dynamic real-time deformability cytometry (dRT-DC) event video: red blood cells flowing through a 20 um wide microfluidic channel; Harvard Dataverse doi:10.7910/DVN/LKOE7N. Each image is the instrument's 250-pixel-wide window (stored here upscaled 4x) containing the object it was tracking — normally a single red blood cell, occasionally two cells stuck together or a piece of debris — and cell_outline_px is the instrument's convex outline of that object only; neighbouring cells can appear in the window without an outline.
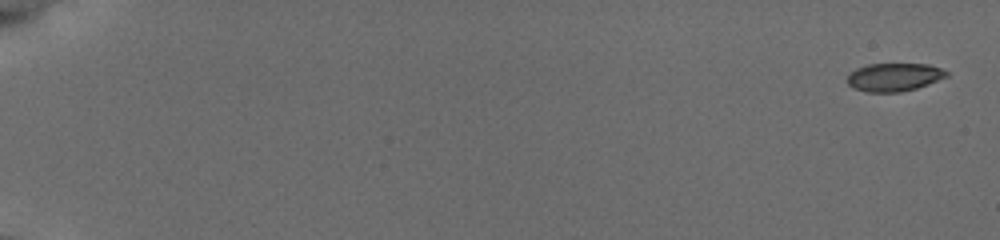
{"species": "common noctule bat (a hibernating species)", "species_latin": "Nyctalus noctula", "temperature_condition": "cold", "stored_images_in_passage": 56, "camera_frame_rate_fps": 3000, "um_per_image_px": 0.085, "animal": {"sex": "female", "body_mass_g": 19.5, "forearm_length_mm": 54.1}, "frame": {"image": 1, "passage_image": 1, "time_ms": 0.0, "image_size_px": [1000, 240], "cell_outline_px": [[948, 76], [928, 84], [916, 88], [900, 92], [868, 92], [856, 88], [848, 84], [848, 76], [856, 68], [868, 64], [928, 64], [940, 68], [948, 72]], "centroid_in_image_um": [76.02, 6.55], "position_along_channel_um": 9.0, "area_um2": 16.07}}
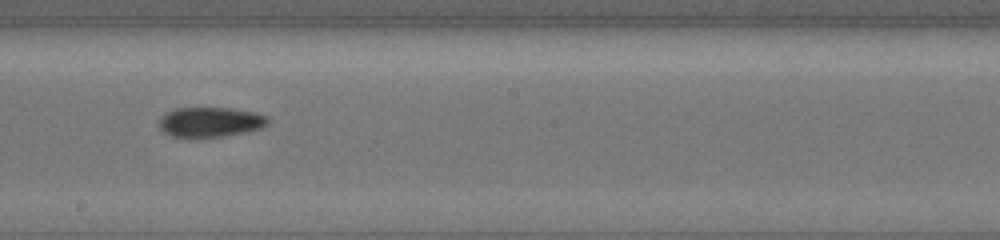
{"frame": {"image": 2, "passage_image": 34, "time_ms": 11.0, "image_size_px": [1000, 240], "cell_outline_px": [[272, 120], [264, 128], [248, 132], [224, 136], [172, 136], [164, 132], [156, 124], [164, 112], [176, 108], [232, 108], [256, 112], [268, 116]], "centroid_in_image_um": [17.93, 10.35], "position_along_channel_um": 230.3, "area_um2": 19.25}}
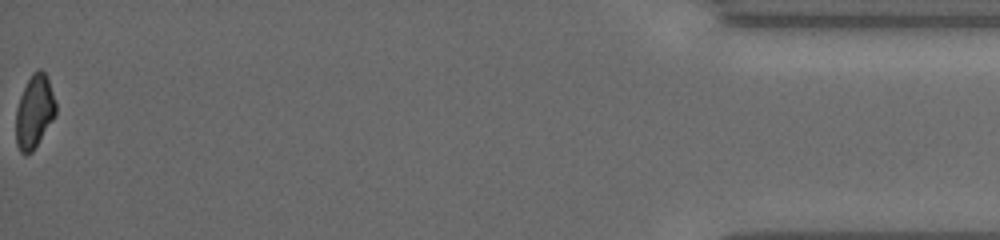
{"frame": {"image": 3, "passage_image": 56, "time_ms": 18.333, "image_size_px": [1000, 240], "cell_outline_px": [[56, 116], [32, 152], [24, 156], [20, 152], [16, 144], [16, 108], [20, 96], [32, 72], [36, 68], [40, 68], [44, 72], [48, 80], [56, 100]], "centroid_in_image_um": [2.93, 9.5], "position_along_channel_um": 432.3, "area_um2": 17.22}}